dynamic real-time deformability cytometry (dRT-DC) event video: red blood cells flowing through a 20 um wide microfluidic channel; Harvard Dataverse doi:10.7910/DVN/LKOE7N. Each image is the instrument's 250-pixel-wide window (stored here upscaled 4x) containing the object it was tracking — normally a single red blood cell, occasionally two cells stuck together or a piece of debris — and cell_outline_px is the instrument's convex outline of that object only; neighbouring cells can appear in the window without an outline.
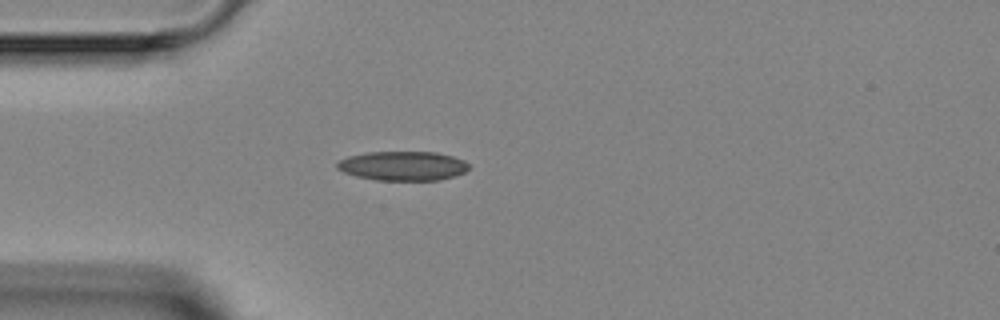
{"species": "Egyptian fruit bat (a non-hibernating species)", "species_latin": "Rousettus aegyptiacus", "temperature_condition": "room temperature", "stored_images_in_passage": 1, "camera_frame_rate_fps": 3000, "um_per_image_px": 0.085, "animal": {"sex": "female"}, "frame": {"image": 1, "passage_image": 1, "time_ms": 0.0, "image_size_px": [1000, 320], "cell_outline_px": [[468, 168], [464, 172], [456, 176], [440, 180], [376, 180], [356, 176], [344, 172], [336, 168], [336, 164], [340, 160], [348, 156], [368, 152], [436, 152], [452, 156], [464, 160], [468, 164]], "centroid_in_image_um": [34.24, 14.1], "position_along_channel_um": 50.8, "area_um2": 22.48}}